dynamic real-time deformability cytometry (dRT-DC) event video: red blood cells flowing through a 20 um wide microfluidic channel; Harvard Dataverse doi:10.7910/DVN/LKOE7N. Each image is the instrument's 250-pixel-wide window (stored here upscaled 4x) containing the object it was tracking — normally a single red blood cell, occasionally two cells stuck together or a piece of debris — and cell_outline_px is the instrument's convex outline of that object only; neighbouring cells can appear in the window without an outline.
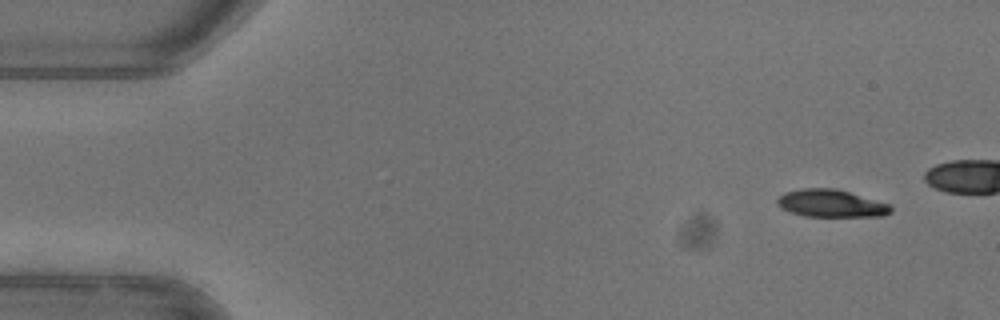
{"species": "common noctule bat (a hibernating species)", "species_latin": "Nyctalus noctula", "temperature_condition": "warm", "stored_images_in_passage": 9, "camera_frame_rate_fps": 3000, "um_per_image_px": 0.085, "animal": {"sex": "female"}, "frame": {"image": 1, "passage_image": 1, "time_ms": 0.0, "image_size_px": [1000, 320], "cell_outline_px": [[892, 212], [884, 216], [804, 216], [788, 212], [780, 208], [776, 204], [776, 200], [784, 192], [800, 188], [836, 188], [888, 204], [892, 208]], "centroid_in_image_um": [70.58, 17.29], "position_along_channel_um": 14.4, "area_um2": 18.26}}